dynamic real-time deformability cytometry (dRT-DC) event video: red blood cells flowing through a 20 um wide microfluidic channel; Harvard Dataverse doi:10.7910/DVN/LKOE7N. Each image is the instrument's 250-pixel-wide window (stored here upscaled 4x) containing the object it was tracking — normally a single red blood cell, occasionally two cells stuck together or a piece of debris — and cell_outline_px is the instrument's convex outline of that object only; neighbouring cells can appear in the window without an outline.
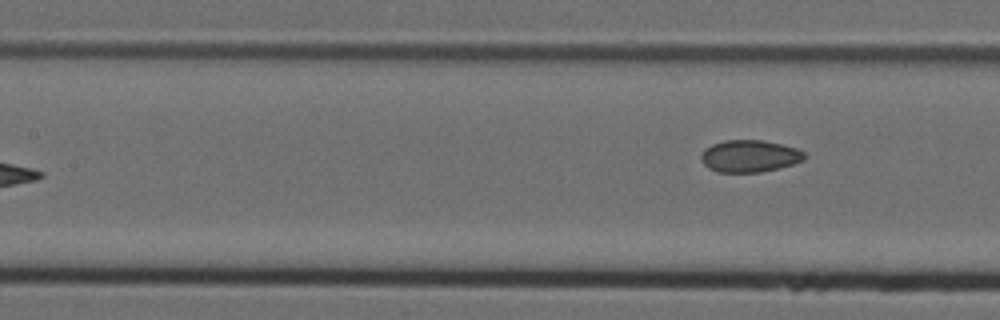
{"species": "Egyptian fruit bat (a non-hibernating species)", "species_latin": "Rousettus aegyptiacus", "temperature_condition": "cold", "stored_images_in_passage": 7, "camera_frame_rate_fps": 3000, "um_per_image_px": 0.085, "animal": {"sex": "female"}, "frame": {"image": 1, "passage_image": 7, "time_ms": 2.0, "image_size_px": [1000, 320], "cell_outline_px": [[804, 160], [780, 168], [760, 172], [716, 172], [708, 168], [700, 160], [700, 156], [704, 148], [712, 144], [724, 140], [764, 140], [796, 148], [804, 152]], "centroid_in_image_um": [63.67, 13.27], "position_along_channel_um": 143.7, "area_um2": 19.42}}